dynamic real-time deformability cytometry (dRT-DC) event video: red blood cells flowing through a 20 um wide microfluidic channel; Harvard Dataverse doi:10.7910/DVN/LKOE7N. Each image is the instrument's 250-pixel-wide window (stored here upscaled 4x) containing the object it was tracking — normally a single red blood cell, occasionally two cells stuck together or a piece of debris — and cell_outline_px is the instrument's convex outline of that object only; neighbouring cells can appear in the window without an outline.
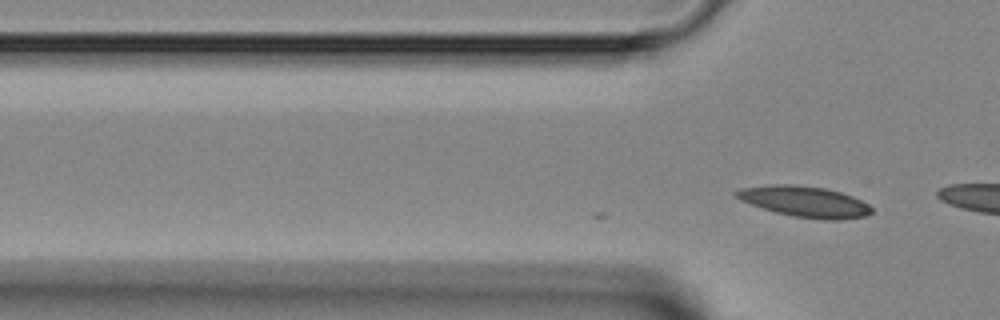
{"species": "Egyptian fruit bat (a non-hibernating species)", "species_latin": "Rousettus aegyptiacus", "temperature_condition": "room temperature", "stored_images_in_passage": 9, "camera_frame_rate_fps": 3000, "um_per_image_px": 0.085, "animal": {"sex": "female"}, "frame": {"image": 1, "passage_image": 9, "time_ms": 2.667, "image_size_px": [1000, 320], "cell_outline_px": [[872, 212], [864, 216], [840, 220], [820, 220], [796, 216], [776, 212], [740, 200], [732, 196], [732, 192], [740, 188], [772, 184], [792, 184], [824, 188], [840, 192], [852, 196], [868, 204], [872, 208]], "centroid_in_image_um": [68.37, 17.13], "position_along_channel_um": 57.4, "area_um2": 24.28}}